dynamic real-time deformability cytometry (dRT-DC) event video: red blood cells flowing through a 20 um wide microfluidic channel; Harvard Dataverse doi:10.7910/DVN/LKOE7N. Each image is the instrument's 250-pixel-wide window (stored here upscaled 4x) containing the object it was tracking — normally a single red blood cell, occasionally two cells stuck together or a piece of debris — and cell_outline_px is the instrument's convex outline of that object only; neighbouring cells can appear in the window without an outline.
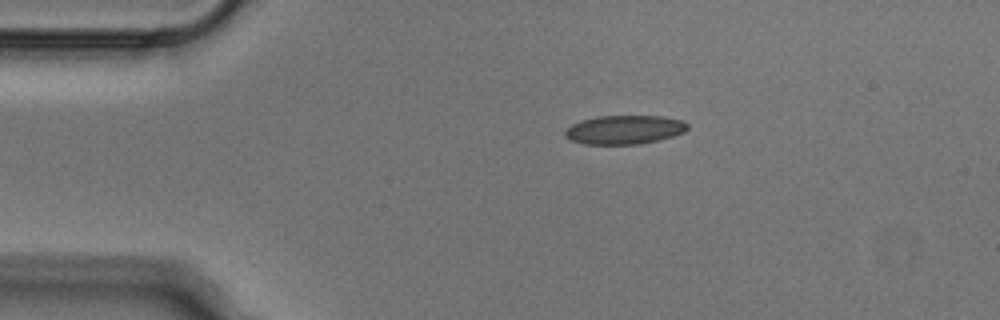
{"species": "Egyptian fruit bat (a non-hibernating species)", "species_latin": "Rousettus aegyptiacus", "temperature_condition": "cold", "stored_images_in_passage": 43, "camera_frame_rate_fps": 3000, "um_per_image_px": 0.085, "animal": {"sex": "male"}, "frame": {"image": 1, "passage_image": 1, "time_ms": 0.0, "image_size_px": [1000, 320], "cell_outline_px": [[688, 128], [684, 132], [672, 136], [640, 144], [584, 144], [568, 140], [564, 136], [564, 128], [580, 120], [596, 116], [664, 116], [684, 120], [688, 124]], "centroid_in_image_um": [53.03, 11.02], "position_along_channel_um": 32.0, "area_um2": 20.87}}
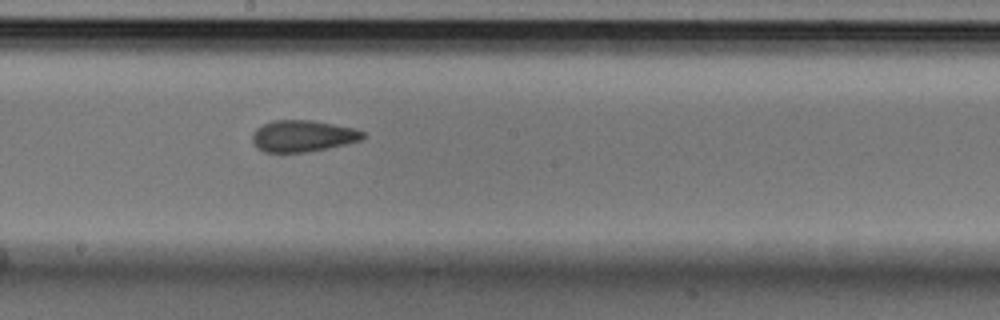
{"frame": {"image": 2, "passage_image": 19, "time_ms": 6.0, "image_size_px": [1000, 320], "cell_outline_px": [[364, 136], [360, 140], [348, 144], [308, 152], [264, 152], [256, 148], [252, 140], [252, 132], [256, 128], [272, 120], [312, 120], [356, 128], [364, 132]], "centroid_in_image_um": [25.72, 11.56], "position_along_channel_um": 222.5, "area_um2": 20.52}}
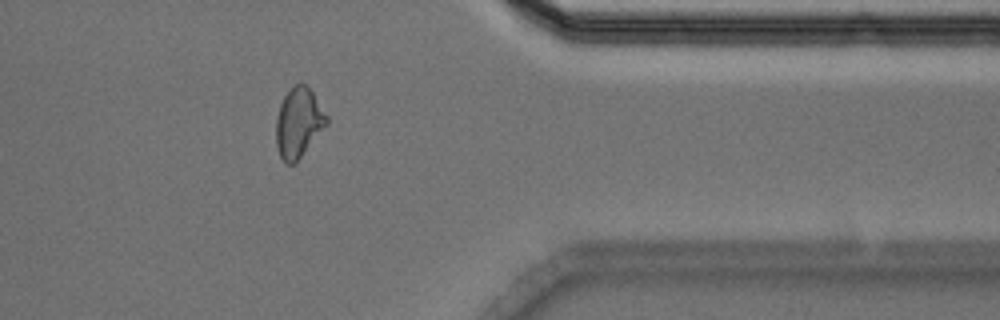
{"frame": {"image": 3, "passage_image": 33, "time_ms": 10.667, "image_size_px": [1000, 320], "cell_outline_px": [[328, 124], [296, 164], [284, 164], [280, 156], [276, 144], [276, 116], [280, 104], [284, 96], [300, 80], [308, 84], [328, 116]], "centroid_in_image_um": [25.39, 10.43], "position_along_channel_um": 386.0, "area_um2": 21.04}}